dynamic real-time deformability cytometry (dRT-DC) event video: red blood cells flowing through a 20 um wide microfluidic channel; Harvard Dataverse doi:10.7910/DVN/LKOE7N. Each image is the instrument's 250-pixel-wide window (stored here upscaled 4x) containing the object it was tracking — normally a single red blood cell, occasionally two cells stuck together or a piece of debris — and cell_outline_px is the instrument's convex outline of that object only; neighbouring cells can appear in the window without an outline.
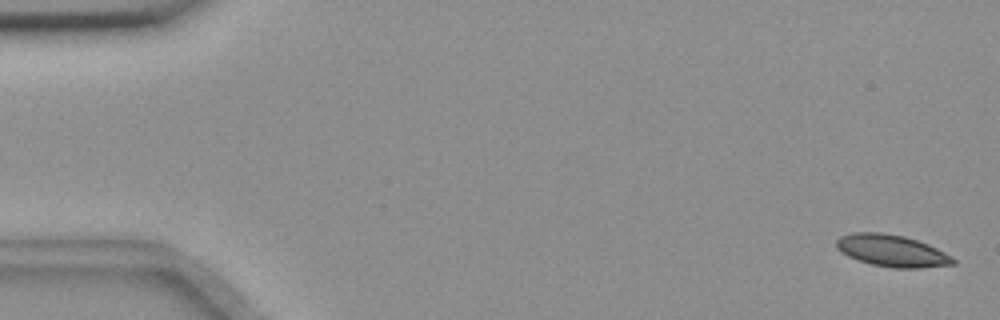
{"species": "common noctule bat (a hibernating species)", "species_latin": "Nyctalus noctula", "temperature_condition": "room temperature", "stored_images_in_passage": 7, "camera_frame_rate_fps": 3000, "um_per_image_px": 0.085, "animal": {"sex": "female", "body_mass_g": 18.4}, "frame": {"image": 1, "passage_image": 1, "time_ms": 0.0, "image_size_px": [1000, 320], "cell_outline_px": [[956, 264], [920, 268], [892, 268], [872, 264], [848, 256], [840, 252], [836, 248], [836, 240], [840, 236], [852, 232], [884, 232], [904, 236], [928, 244], [952, 256], [956, 260]], "centroid_in_image_um": [75.8, 21.3], "position_along_channel_um": 9.2, "area_um2": 21.79}}
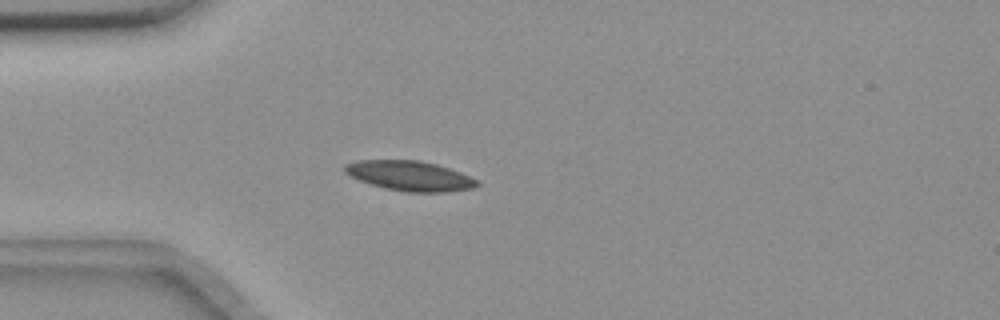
{"frame": {"image": 2, "passage_image": 5, "time_ms": 4.667, "image_size_px": [1000, 320], "cell_outline_px": [[480, 184], [476, 188], [448, 192], [408, 192], [384, 188], [360, 180], [344, 172], [344, 164], [356, 160], [420, 160], [436, 164], [460, 172], [476, 180]], "centroid_in_image_um": [34.84, 14.94], "position_along_channel_um": 50.2, "area_um2": 23.0}}